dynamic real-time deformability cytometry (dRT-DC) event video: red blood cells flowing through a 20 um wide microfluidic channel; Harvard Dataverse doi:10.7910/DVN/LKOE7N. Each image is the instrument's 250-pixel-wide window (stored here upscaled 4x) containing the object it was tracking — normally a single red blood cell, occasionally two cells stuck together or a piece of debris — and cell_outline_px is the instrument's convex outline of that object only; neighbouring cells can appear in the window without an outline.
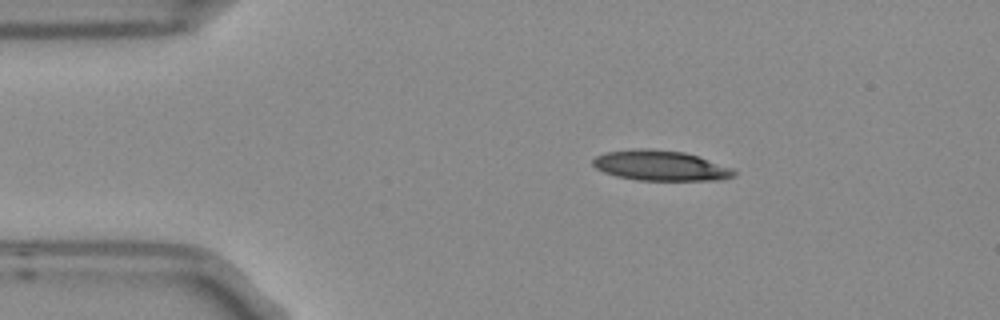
{"species": "Egyptian fruit bat (a non-hibernating species)", "species_latin": "Rousettus aegyptiacus", "temperature_condition": "room temperature", "stored_images_in_passage": 4, "camera_frame_rate_fps": 3000, "um_per_image_px": 0.085, "frame": {"image": 1, "passage_image": 2, "time_ms": 0.333, "image_size_px": [1000, 320], "cell_outline_px": [[736, 176], [716, 180], [636, 180], [616, 176], [604, 172], [596, 168], [592, 164], [592, 160], [596, 156], [604, 152], [636, 148], [648, 148], [684, 152], [732, 168], [736, 172]], "centroid_in_image_um": [56.09, 14.07], "position_along_channel_um": 28.9, "area_um2": 24.8}}
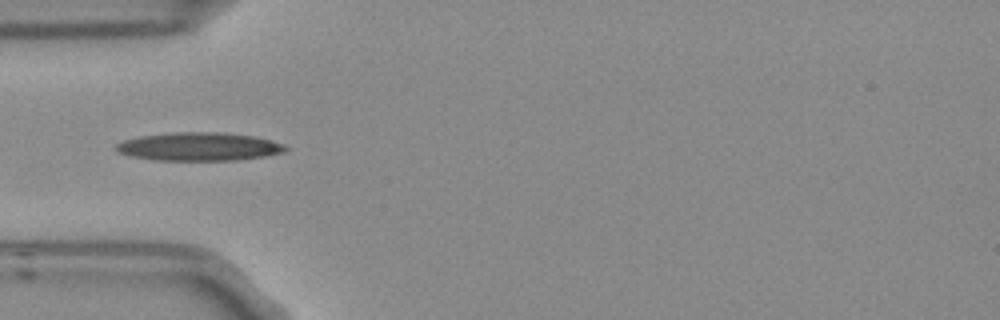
{"frame": {"image": 2, "passage_image": 4, "time_ms": 1.0, "image_size_px": [1000, 320], "cell_outline_px": [[288, 148], [284, 152], [264, 156], [236, 160], [156, 160], [132, 156], [116, 152], [116, 144], [124, 140], [140, 136], [176, 132], [216, 132], [252, 136], [272, 140]], "centroid_in_image_um": [16.89, 12.46], "position_along_channel_um": 68.1, "area_um2": 27.63}}